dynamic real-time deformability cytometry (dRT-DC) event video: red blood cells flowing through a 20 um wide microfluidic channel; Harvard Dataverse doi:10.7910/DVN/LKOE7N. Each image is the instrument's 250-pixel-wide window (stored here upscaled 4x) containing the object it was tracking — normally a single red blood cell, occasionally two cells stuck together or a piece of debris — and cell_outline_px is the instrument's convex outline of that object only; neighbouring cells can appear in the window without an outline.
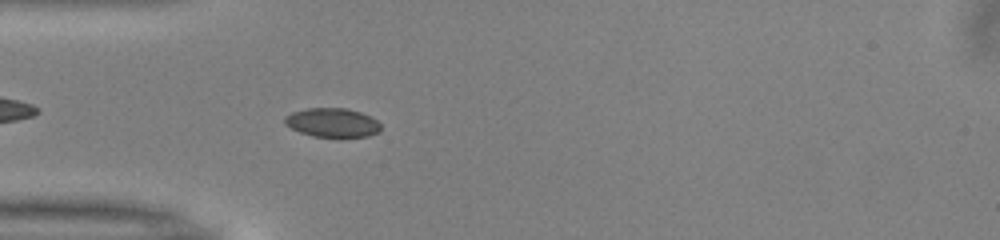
{"species": "common noctule bat (a hibernating species)", "species_latin": "Nyctalus noctula", "temperature_condition": "warm", "stored_images_in_passage": 32, "camera_frame_rate_fps": 3000, "um_per_image_px": 0.085, "animal": {"sex": "male", "body_mass_g": 13.0, "forearm_length_mm": 53.1}, "frame": {"image": 1, "passage_image": 5, "time_ms": 1.333, "image_size_px": [1000, 240], "cell_outline_px": [[380, 132], [368, 136], [336, 140], [312, 136], [300, 132], [284, 124], [284, 116], [292, 112], [308, 108], [348, 108], [360, 112], [376, 120], [380, 124]], "centroid_in_image_um": [28.25, 10.47], "position_along_channel_um": 56.7, "area_um2": 16.88}}
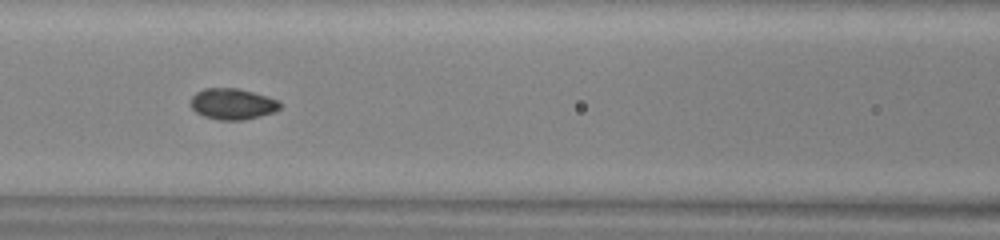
{"frame": {"image": 2, "passage_image": 12, "time_ms": 3.667, "image_size_px": [1000, 240], "cell_outline_px": [[280, 108], [276, 112], [244, 120], [220, 120], [204, 116], [196, 112], [188, 104], [192, 96], [196, 92], [204, 88], [236, 88], [268, 96], [276, 100], [280, 104]], "centroid_in_image_um": [19.73, 8.84], "position_along_channel_um": 146.9, "area_um2": 16.24}}
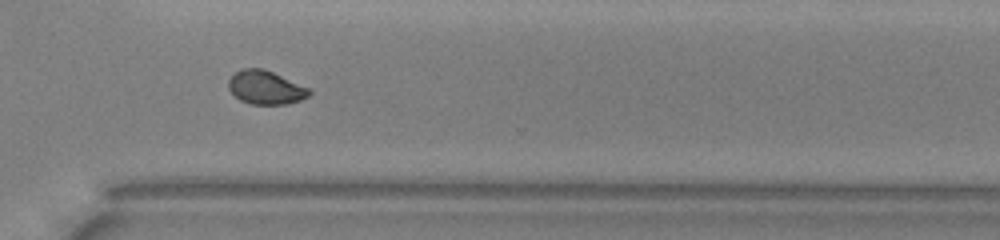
{"frame": {"image": 3, "passage_image": 27, "time_ms": 8.667, "image_size_px": [1000, 240], "cell_outline_px": [[312, 92], [308, 96], [300, 100], [288, 104], [252, 104], [240, 100], [228, 88], [228, 80], [236, 72], [244, 68], [264, 68], [308, 88]], "centroid_in_image_um": [22.57, 7.44], "position_along_channel_um": 348.0, "area_um2": 15.61}, "authors_computed_cell_mechanics": {"area_um2": 15.9239, "velocity_mm_per_s": 4.0202, "shape_relaxation_time_tau1_ms": 4.7459, "shape_relaxation_time_tau2_ms": null, "deformation_change_tau1": 0.1038, "deformation_change_tau2": null}}